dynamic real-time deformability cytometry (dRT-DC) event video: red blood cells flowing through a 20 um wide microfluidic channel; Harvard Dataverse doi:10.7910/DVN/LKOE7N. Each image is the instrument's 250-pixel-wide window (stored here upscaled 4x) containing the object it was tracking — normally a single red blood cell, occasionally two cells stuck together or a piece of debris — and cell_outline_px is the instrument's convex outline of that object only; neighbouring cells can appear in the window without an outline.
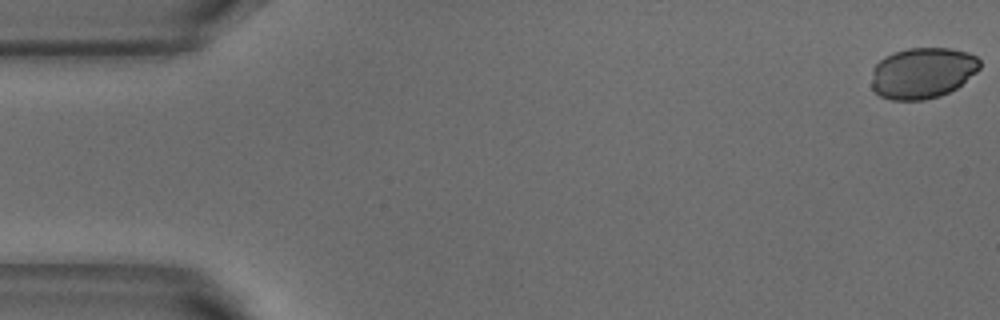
{"species": "common noctule bat (a hibernating species)", "species_latin": "Nyctalus noctula", "temperature_condition": "warm", "stored_images_in_passage": 4, "camera_frame_rate_fps": 3000, "um_per_image_px": 0.085, "animal": {"sex": "male", "body_mass_g": 18.8}, "frame": {"image": 1, "passage_image": 1, "time_ms": 0.0, "image_size_px": [1000, 320], "cell_outline_px": [[980, 68], [976, 72], [956, 88], [940, 96], [924, 100], [892, 100], [880, 96], [872, 88], [872, 68], [884, 56], [892, 52], [908, 48], [952, 48], [968, 52], [976, 56], [980, 60]], "centroid_in_image_um": [78.4, 6.19], "position_along_channel_um": 6.6, "area_um2": 32.37}}